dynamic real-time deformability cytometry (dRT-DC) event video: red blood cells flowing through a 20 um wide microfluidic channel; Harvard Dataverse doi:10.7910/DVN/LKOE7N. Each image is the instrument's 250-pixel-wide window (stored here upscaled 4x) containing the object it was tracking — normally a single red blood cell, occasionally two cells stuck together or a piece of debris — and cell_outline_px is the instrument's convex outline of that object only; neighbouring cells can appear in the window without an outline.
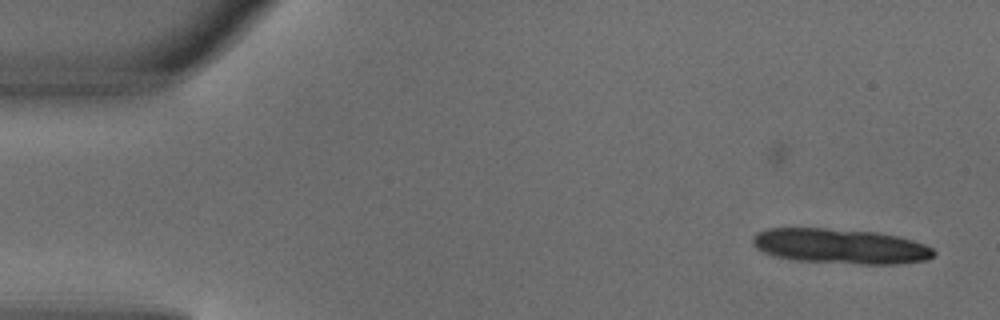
{"species": "common noctule bat (a hibernating species)", "species_latin": "Nyctalus noctula", "temperature_condition": "warm", "stored_images_in_passage": 5, "camera_frame_rate_fps": 3000, "um_per_image_px": 0.085, "animal": {"sex": "male", "body_mass_g": 18.8}, "frame": {"image": 1, "passage_image": 3, "time_ms": 0.667, "image_size_px": [1000, 320], "cell_outline_px": [[936, 256], [928, 260], [896, 264], [860, 264], [796, 260], [776, 256], [764, 252], [756, 248], [752, 244], [752, 236], [756, 232], [768, 228], [824, 228], [876, 232], [900, 236], [924, 244], [932, 248], [936, 252]], "centroid_in_image_um": [71.45, 20.92], "position_along_channel_um": 13.5, "area_um2": 37.17}}